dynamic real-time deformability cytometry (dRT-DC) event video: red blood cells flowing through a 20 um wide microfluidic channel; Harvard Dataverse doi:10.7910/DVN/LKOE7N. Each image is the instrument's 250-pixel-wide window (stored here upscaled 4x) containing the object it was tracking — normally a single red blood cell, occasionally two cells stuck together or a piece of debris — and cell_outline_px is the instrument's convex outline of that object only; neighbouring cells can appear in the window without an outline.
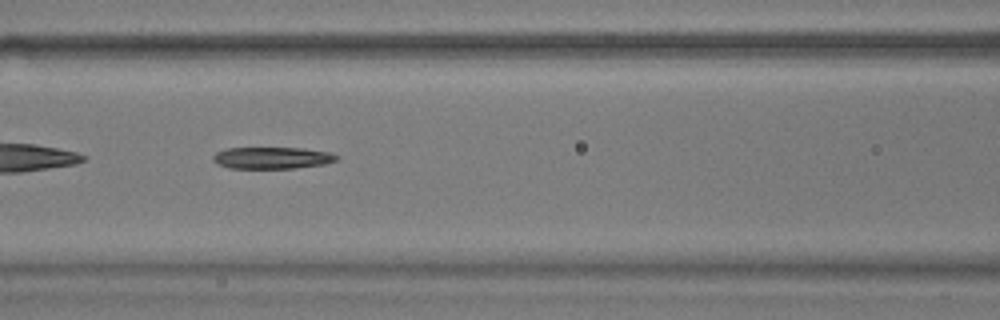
{"species": "common noctule bat (a hibernating species)", "species_latin": "Nyctalus noctula", "temperature_condition": "warm", "stored_images_in_passage": 44, "camera_frame_rate_fps": 3000, "um_per_image_px": 0.085, "animal": {"sex": "male", "body_mass_g": 17.9}, "frame": {"image": 1, "passage_image": 13, "time_ms": 4.0, "image_size_px": [1000, 320], "cell_outline_px": [[340, 156], [336, 160], [324, 164], [292, 168], [228, 168], [216, 164], [212, 160], [212, 156], [216, 152], [228, 148], [300, 148], [332, 152]], "centroid_in_image_um": [23.11, 13.42], "position_along_channel_um": 143.5, "area_um2": 15.72}, "authors_computed_cell_mechanics": {"area_um2": 16.3574, "velocity_mm_per_s": 3.7087, "shape_relaxation_time_tau1_ms": null, "shape_relaxation_time_tau2_ms": 7.8132, "deformation_change_tau1": null, "deformation_change_tau2": 0.2498}}